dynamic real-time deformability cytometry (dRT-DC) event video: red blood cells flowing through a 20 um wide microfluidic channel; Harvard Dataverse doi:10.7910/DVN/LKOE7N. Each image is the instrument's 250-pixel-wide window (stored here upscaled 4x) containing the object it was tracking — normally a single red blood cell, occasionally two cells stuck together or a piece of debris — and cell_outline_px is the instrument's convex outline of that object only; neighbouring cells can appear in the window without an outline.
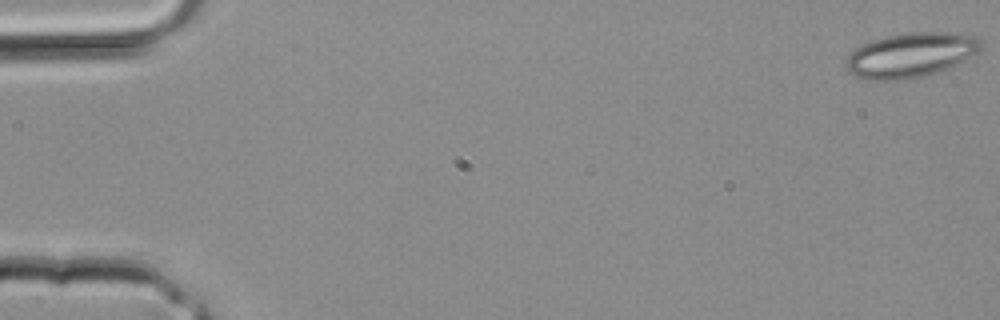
{"species": "common noctule bat (a hibernating species)", "species_latin": "Nyctalus noctula", "temperature_condition": "room temperature", "stored_images_in_passage": 5, "camera_frame_rate_fps": 3000, "um_per_image_px": 0.085, "animal": {"sex": "male", "body_mass_g": 20.4}, "frame": {"image": 1, "passage_image": 1, "time_ms": 0.0, "image_size_px": [1000, 320], "cell_outline_px": [[984, 44], [980, 52], [948, 68], [936, 72], [920, 76], [896, 80], [872, 80], [856, 76], [844, 64], [848, 56], [856, 48], [872, 40], [888, 36], [912, 32], [952, 32], [976, 36]], "centroid_in_image_um": [77.47, 4.66], "position_along_channel_um": 7.5, "area_um2": 34.8}}